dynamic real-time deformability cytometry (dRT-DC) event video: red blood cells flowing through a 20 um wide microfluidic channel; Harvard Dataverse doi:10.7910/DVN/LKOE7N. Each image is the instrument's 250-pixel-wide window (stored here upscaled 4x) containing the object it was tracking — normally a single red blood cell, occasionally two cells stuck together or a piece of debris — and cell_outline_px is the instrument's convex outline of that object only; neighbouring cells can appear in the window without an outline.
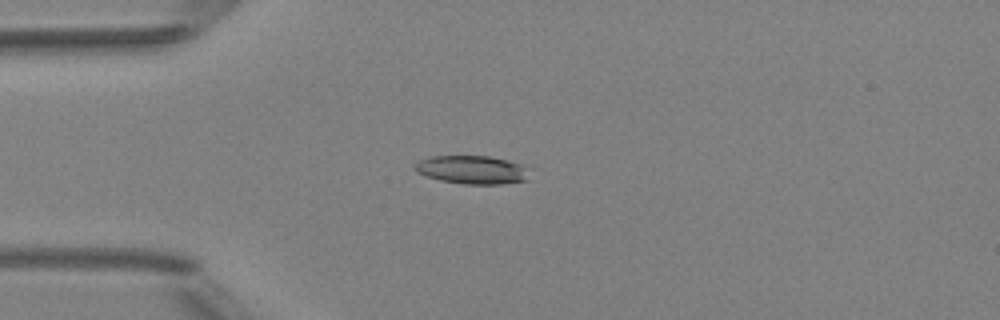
{"species": "Egyptian fruit bat (a non-hibernating species)", "species_latin": "Rousettus aegyptiacus", "temperature_condition": "room temperature", "stored_images_in_passage": 3, "camera_frame_rate_fps": 3000, "um_per_image_px": 0.085, "animal": {"sex": "female"}, "frame": {"image": 1, "passage_image": 1, "time_ms": 0.0, "image_size_px": [1000, 320], "cell_outline_px": [[536, 168], [528, 180], [500, 184], [464, 184], [440, 180], [416, 172], [412, 168], [420, 160], [432, 156], [492, 156], [528, 164]], "centroid_in_image_um": [40.32, 14.42], "position_along_channel_um": 44.7, "area_um2": 19.71}}
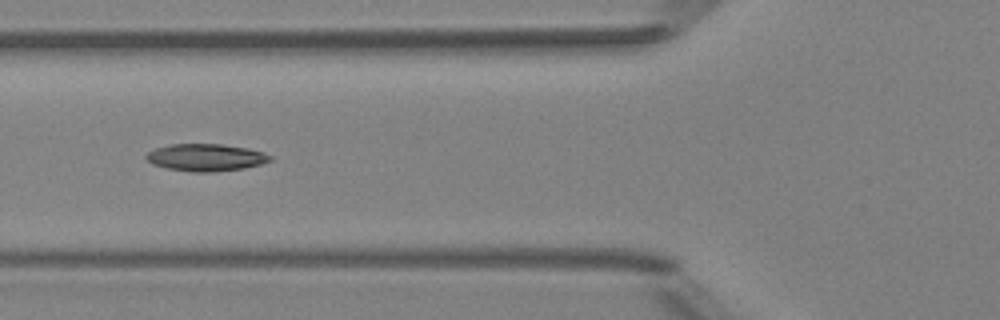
{"frame": {"image": 2, "passage_image": 3, "time_ms": 2.0, "image_size_px": [1000, 320], "cell_outline_px": [[272, 160], [260, 164], [244, 168], [216, 172], [192, 172], [168, 168], [152, 164], [144, 156], [148, 152], [156, 148], [172, 144], [220, 144], [248, 148], [264, 152], [272, 156]], "centroid_in_image_um": [17.51, 13.38], "position_along_channel_um": 108.3, "area_um2": 19.65}}